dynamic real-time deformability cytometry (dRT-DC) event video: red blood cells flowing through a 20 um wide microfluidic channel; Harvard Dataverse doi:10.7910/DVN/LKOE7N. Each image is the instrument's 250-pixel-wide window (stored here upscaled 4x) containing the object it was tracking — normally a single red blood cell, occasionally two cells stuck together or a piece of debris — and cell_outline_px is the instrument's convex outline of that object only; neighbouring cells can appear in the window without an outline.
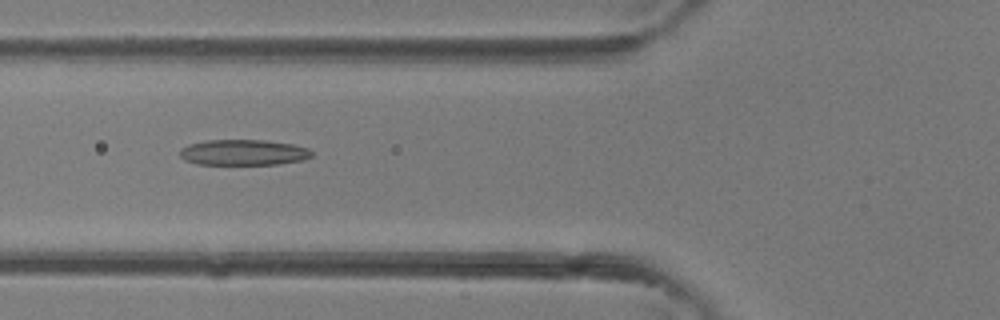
{"species": "common noctule bat (a hibernating species)", "species_latin": "Nyctalus noctula", "temperature_condition": "room temperature", "stored_images_in_passage": 39, "camera_frame_rate_fps": 3000, "um_per_image_px": 0.085, "animal": {"sex": "female"}, "frame": {"image": 1, "passage_image": 15, "time_ms": 4.667, "image_size_px": [1000, 320], "cell_outline_px": [[312, 156], [304, 160], [280, 164], [196, 164], [184, 160], [180, 156], [180, 148], [188, 144], [204, 140], [264, 140], [292, 144], [308, 148], [312, 152]], "centroid_in_image_um": [20.67, 12.95], "position_along_channel_um": 105.1, "area_um2": 19.88}}
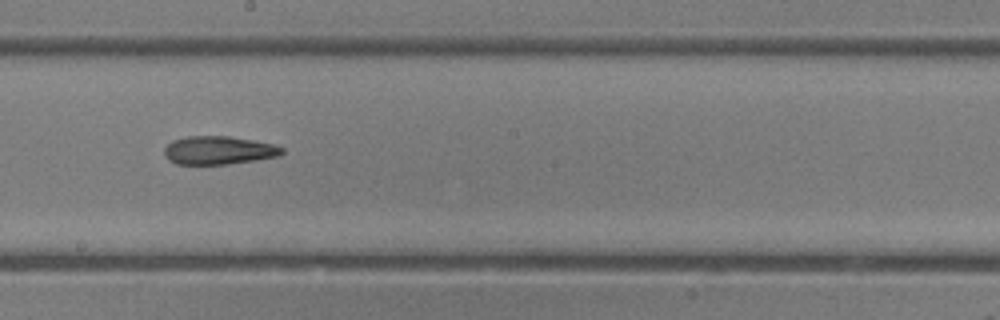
{"frame": {"image": 2, "passage_image": 22, "time_ms": 7.0, "image_size_px": [1000, 320], "cell_outline_px": [[284, 152], [280, 156], [256, 160], [228, 164], [176, 164], [168, 160], [164, 156], [164, 148], [172, 140], [188, 136], [228, 136], [252, 140], [272, 144], [284, 148]], "centroid_in_image_um": [18.57, 12.78], "position_along_channel_um": 229.6, "area_um2": 19.48}}
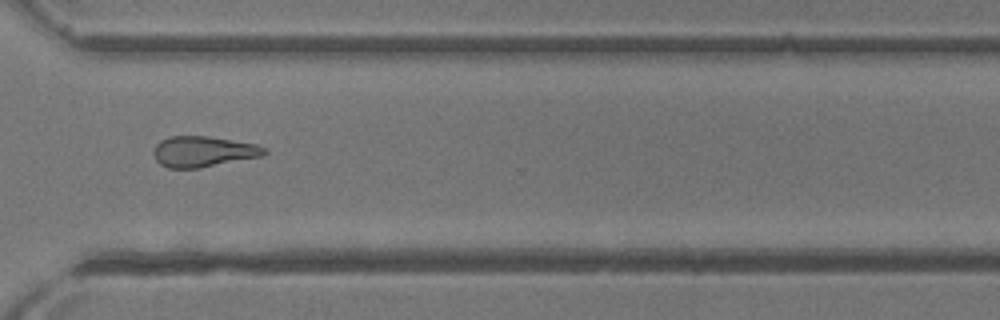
{"frame": {"image": 3, "passage_image": 29, "time_ms": 9.333, "image_size_px": [1000, 320], "cell_outline_px": [[268, 152], [264, 156], [200, 168], [168, 168], [160, 164], [156, 160], [152, 152], [156, 144], [160, 140], [168, 136], [208, 136], [256, 144], [268, 148]], "centroid_in_image_um": [17.29, 12.88], "position_along_channel_um": 353.3, "area_um2": 20.11}}